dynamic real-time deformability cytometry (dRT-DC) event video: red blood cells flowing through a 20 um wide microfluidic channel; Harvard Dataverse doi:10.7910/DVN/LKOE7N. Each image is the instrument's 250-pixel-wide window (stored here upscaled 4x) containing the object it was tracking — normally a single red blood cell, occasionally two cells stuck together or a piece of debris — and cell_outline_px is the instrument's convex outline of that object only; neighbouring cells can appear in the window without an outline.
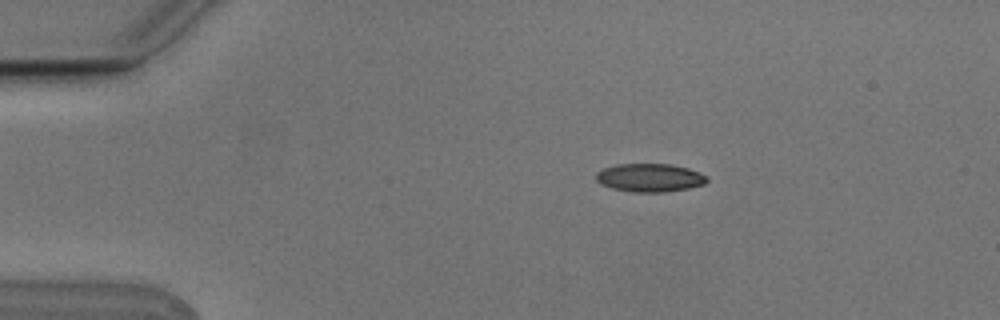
{"species": "Egyptian fruit bat (a non-hibernating species)", "species_latin": "Rousettus aegyptiacus", "temperature_condition": "cold", "stored_images_in_passage": 5, "camera_frame_rate_fps": 3000, "um_per_image_px": 0.085, "animal": {"sex": "male"}, "frame": {"image": 1, "passage_image": 2, "time_ms": 0.333, "image_size_px": [1000, 320], "cell_outline_px": [[708, 180], [704, 184], [688, 188], [664, 192], [632, 192], [612, 188], [600, 184], [596, 180], [596, 172], [604, 168], [616, 164], [668, 164], [688, 168], [700, 172], [708, 176]], "centroid_in_image_um": [55.23, 15.1], "position_along_channel_um": 29.8, "area_um2": 18.32}}